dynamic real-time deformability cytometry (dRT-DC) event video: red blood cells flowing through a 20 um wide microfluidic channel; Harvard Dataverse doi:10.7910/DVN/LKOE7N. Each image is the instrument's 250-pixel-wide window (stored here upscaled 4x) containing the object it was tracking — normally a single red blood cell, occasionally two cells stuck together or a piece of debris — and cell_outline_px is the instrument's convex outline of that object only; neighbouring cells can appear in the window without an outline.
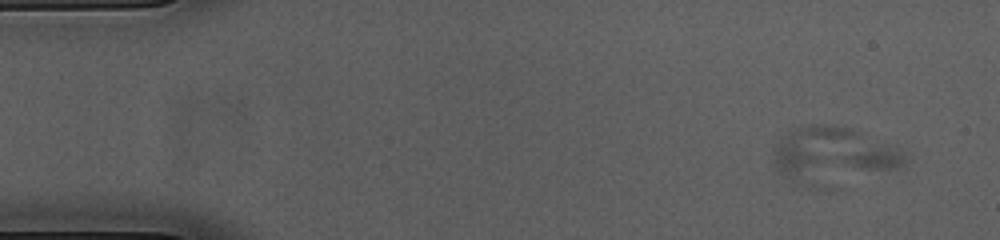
{"species": "common noctule bat (a hibernating species)", "species_latin": "Nyctalus noctula", "temperature_condition": "cold", "stored_images_in_passage": 52, "camera_frame_rate_fps": 3000, "um_per_image_px": 0.085, "animal": {"sex": "female", "body_mass_g": 23.0, "forearm_length_mm": 53.4}, "frame": {"image": 1, "passage_image": 1, "time_ms": 0.0, "image_size_px": [1000, 240], "cell_outline_px": [[904, 164], [896, 168], [840, 188], [808, 188], [784, 176], [772, 168], [772, 152], [776, 144], [792, 128], [808, 124], [832, 124], [848, 128], [888, 144], [896, 148], [904, 156]], "centroid_in_image_um": [70.72, 13.29], "position_along_channel_um": 14.3, "area_um2": 44.39}}
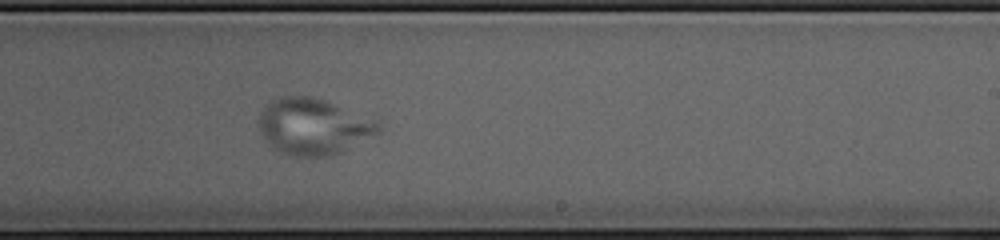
{"frame": {"image": 2, "passage_image": 30, "time_ms": 9.667, "image_size_px": [1000, 240], "cell_outline_px": [[384, 128], [380, 132], [332, 156], [288, 156], [272, 148], [268, 144], [260, 132], [256, 120], [264, 104], [268, 100], [280, 96], [312, 96], [324, 100], [380, 120]], "centroid_in_image_um": [26.61, 10.74], "position_along_channel_um": 262.4, "area_um2": 40.0}}
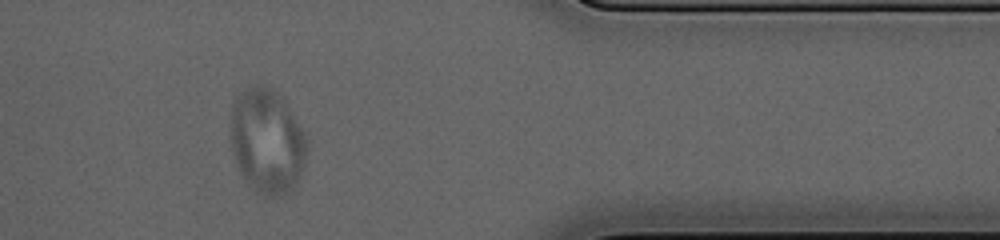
{"frame": {"image": 3, "passage_image": 42, "time_ms": 13.667, "image_size_px": [1000, 240], "cell_outline_px": [[308, 148], [304, 164], [296, 188], [280, 196], [268, 196], [260, 192], [248, 184], [244, 180], [232, 152], [232, 104], [236, 96], [244, 88], [256, 84], [264, 84], [272, 88], [284, 100], [308, 140]], "centroid_in_image_um": [22.72, 11.99], "position_along_channel_um": 388.7, "area_um2": 46.59}}